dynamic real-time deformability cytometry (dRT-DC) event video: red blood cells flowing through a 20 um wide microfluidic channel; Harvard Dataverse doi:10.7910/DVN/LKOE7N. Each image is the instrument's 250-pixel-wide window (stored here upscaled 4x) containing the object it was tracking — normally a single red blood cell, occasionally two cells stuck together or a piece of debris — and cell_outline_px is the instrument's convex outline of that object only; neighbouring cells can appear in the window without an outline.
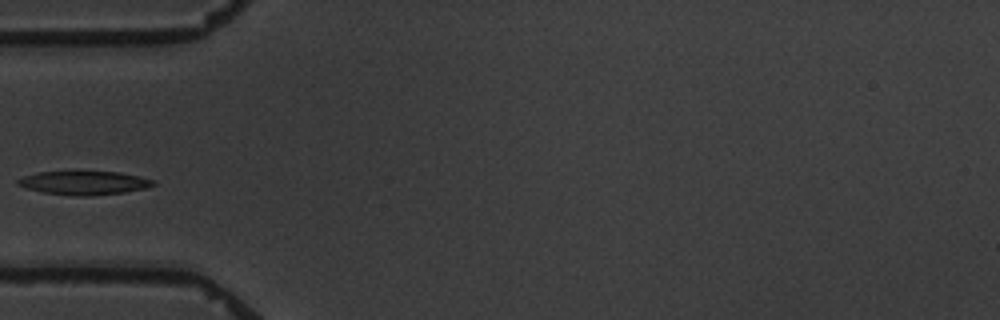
{"species": "common noctule bat (a hibernating species)", "species_latin": "Nyctalus noctula", "temperature_condition": "warm", "stored_images_in_passage": 12, "camera_frame_rate_fps": 3000, "um_per_image_px": 0.085, "animal": {"sex": "male", "body_mass_g": 19.5, "forearm_length_mm": 54.6}, "frame": {"image": 1, "passage_image": 2, "time_ms": 2.333, "image_size_px": [1000, 320], "cell_outline_px": [[156, 184], [148, 188], [124, 192], [88, 196], [72, 196], [44, 192], [24, 188], [16, 184], [16, 180], [24, 176], [36, 172], [76, 168], [120, 172], [140, 176], [156, 180]], "centroid_in_image_um": [7.13, 15.48], "position_along_channel_um": 77.9, "area_um2": 20.0}}
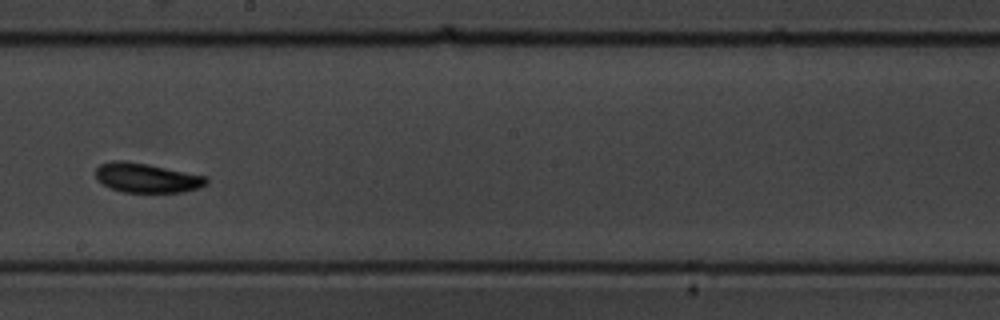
{"frame": {"image": 2, "passage_image": 6, "time_ms": 7.0, "image_size_px": [1000, 320], "cell_outline_px": [[208, 184], [200, 188], [184, 192], [124, 192], [112, 188], [104, 184], [96, 176], [96, 168], [100, 164], [112, 160], [124, 160], [148, 164], [208, 176]], "centroid_in_image_um": [12.53, 15.11], "position_along_channel_um": 235.7, "area_um2": 19.07}}
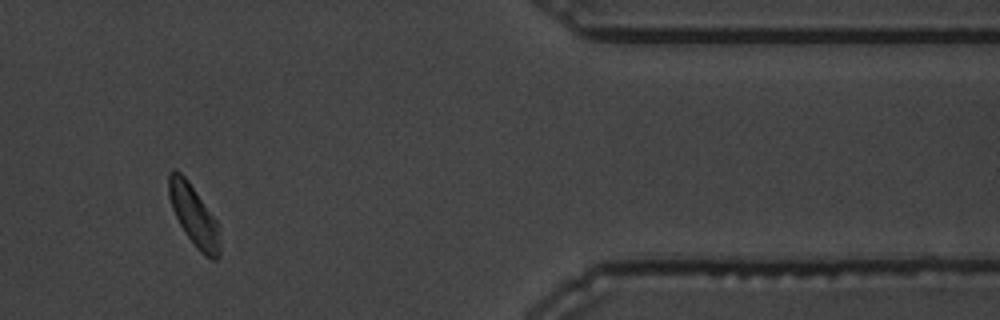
{"frame": {"image": 3, "passage_image": 11, "time_ms": 12.667, "image_size_px": [1000, 320], "cell_outline_px": [[220, 256], [216, 260], [212, 260], [204, 256], [196, 248], [184, 232], [172, 208], [168, 196], [168, 172], [172, 168], [180, 172], [188, 180], [216, 220], [220, 244]], "centroid_in_image_um": [16.46, 18.32], "position_along_channel_um": 394.9, "area_um2": 18.09}, "authors_computed_cell_mechanics": {"area_um2": 18.3804, "velocity_mm_per_s": 3.3869, "shape_relaxation_time_tau1_ms": 2.9564, "shape_relaxation_time_tau2_ms": 2.0556, "deformation_change_tau1": 0.0973, "deformation_change_tau2": 0.0718}}